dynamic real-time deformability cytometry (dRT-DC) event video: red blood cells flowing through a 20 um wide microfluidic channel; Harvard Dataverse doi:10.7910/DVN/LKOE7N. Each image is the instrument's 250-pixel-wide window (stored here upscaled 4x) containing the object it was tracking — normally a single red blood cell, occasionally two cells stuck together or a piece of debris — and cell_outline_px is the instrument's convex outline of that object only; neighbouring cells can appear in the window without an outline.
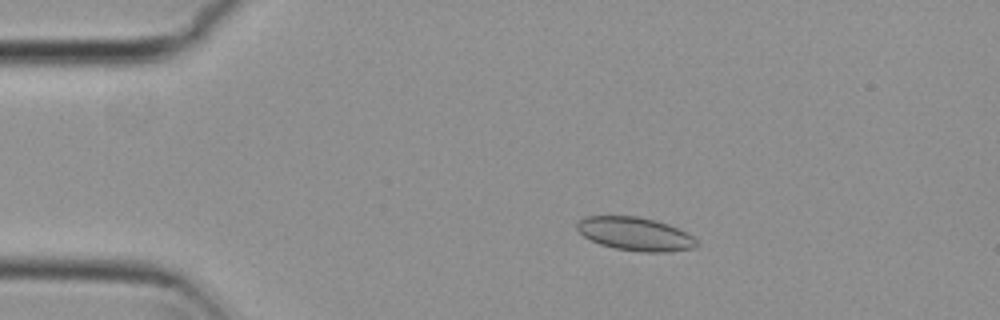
{"species": "common noctule bat (a hibernating species)", "species_latin": "Nyctalus noctula", "temperature_condition": "cold", "stored_images_in_passage": 5, "camera_frame_rate_fps": 3000, "um_per_image_px": 0.085, "animal": {"sex": "female", "body_mass_g": 29.2, "forearm_length_mm": 56.3}, "frame": {"image": 1, "passage_image": 3, "time_ms": 0.667, "image_size_px": [1000, 320], "cell_outline_px": [[696, 244], [692, 248], [668, 252], [640, 252], [616, 248], [600, 244], [584, 236], [576, 228], [576, 224], [584, 216], [636, 216], [656, 220], [668, 224], [692, 236], [696, 240]], "centroid_in_image_um": [53.96, 19.88], "position_along_channel_um": 31.0, "area_um2": 23.0}}
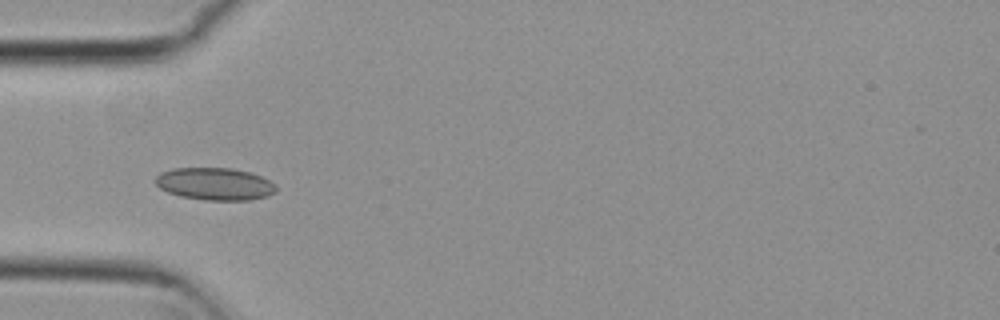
{"frame": {"image": 2, "passage_image": 5, "time_ms": 1.333, "image_size_px": [1000, 320], "cell_outline_px": [[276, 192], [268, 196], [248, 200], [204, 200], [180, 196], [168, 192], [160, 188], [156, 184], [156, 176], [160, 172], [172, 168], [232, 168], [252, 172], [276, 184]], "centroid_in_image_um": [18.27, 15.63], "position_along_channel_um": 66.7, "area_um2": 22.89}}